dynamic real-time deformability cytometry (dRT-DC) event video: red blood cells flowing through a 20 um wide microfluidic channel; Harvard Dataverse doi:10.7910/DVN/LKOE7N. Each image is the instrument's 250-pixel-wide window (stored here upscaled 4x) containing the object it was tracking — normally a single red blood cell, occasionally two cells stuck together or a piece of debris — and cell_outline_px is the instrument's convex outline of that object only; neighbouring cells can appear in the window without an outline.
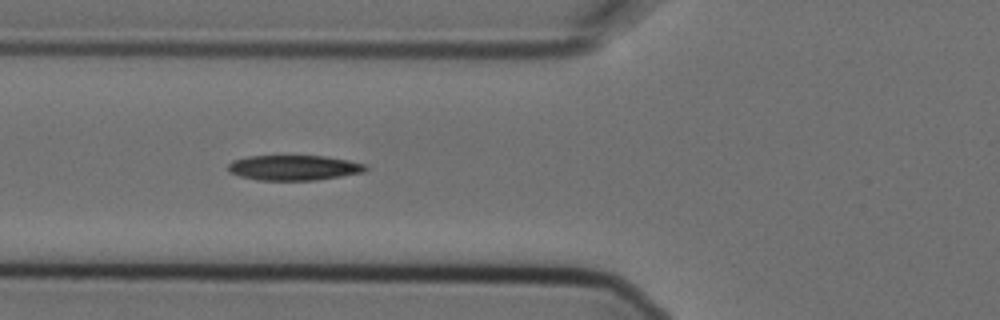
{"species": "Egyptian fruit bat (a non-hibernating species)", "species_latin": "Rousettus aegyptiacus", "temperature_condition": "cold", "stored_images_in_passage": 14, "segment_of_instrument_passage": [1, 2], "camera_frame_rate_fps": 3000, "um_per_image_px": 0.085, "animal": {"sex": "female"}, "frame": {"image": 1, "passage_image": 5, "time_ms": 1.333, "image_size_px": [1000, 320], "cell_outline_px": [[368, 168], [364, 172], [316, 180], [256, 180], [240, 176], [228, 172], [228, 164], [232, 160], [248, 156], [324, 156], [348, 160], [364, 164]], "centroid_in_image_um": [24.94, 14.25], "position_along_channel_um": 100.9, "area_um2": 20.11}}
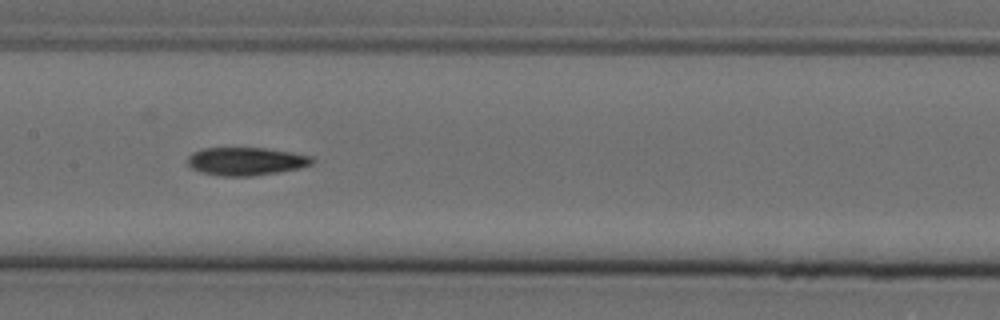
{"frame": {"image": 2, "passage_image": 7, "time_ms": 2.0, "image_size_px": [1000, 320], "cell_outline_px": [[316, 160], [312, 164], [300, 168], [252, 176], [220, 176], [200, 172], [192, 168], [188, 164], [188, 156], [192, 152], [204, 148], [264, 148], [292, 152], [312, 156]], "centroid_in_image_um": [20.92, 13.71], "position_along_channel_um": 186.5, "area_um2": 20.4}}
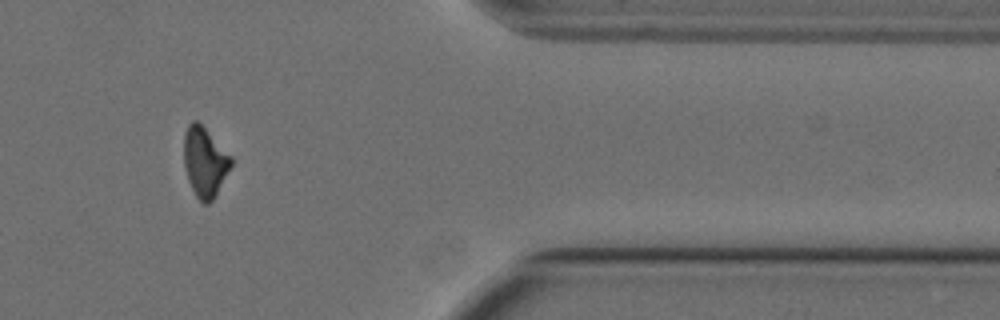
{"frame": {"image": 3, "passage_image": 12, "time_ms": 3.667, "image_size_px": [1000, 320], "cell_outline_px": [[232, 164], [216, 196], [208, 204], [204, 204], [196, 196], [188, 180], [184, 164], [184, 132], [188, 124], [192, 120], [196, 120], [232, 156]], "centroid_in_image_um": [17.4, 13.77], "position_along_channel_um": 394.0, "area_um2": 19.07}}